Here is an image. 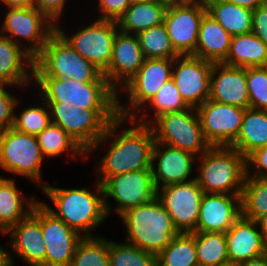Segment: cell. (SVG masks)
<instances>
[{"mask_svg":"<svg viewBox=\"0 0 267 266\" xmlns=\"http://www.w3.org/2000/svg\"><path fill=\"white\" fill-rule=\"evenodd\" d=\"M36 139L44 157H55L64 151H72L73 158L87 157V153L60 126L50 123L44 131L36 135ZM70 149V150H69ZM77 155V156H76Z\"/></svg>","mask_w":267,"mask_h":266,"instance_id":"836d02e7","label":"cell"},{"mask_svg":"<svg viewBox=\"0 0 267 266\" xmlns=\"http://www.w3.org/2000/svg\"><path fill=\"white\" fill-rule=\"evenodd\" d=\"M130 3H138V2H146V1H152V0H129Z\"/></svg>","mask_w":267,"mask_h":266,"instance_id":"db71d44e","label":"cell"},{"mask_svg":"<svg viewBox=\"0 0 267 266\" xmlns=\"http://www.w3.org/2000/svg\"><path fill=\"white\" fill-rule=\"evenodd\" d=\"M158 266H199L195 232L179 233L157 255Z\"/></svg>","mask_w":267,"mask_h":266,"instance_id":"1f68e13d","label":"cell"},{"mask_svg":"<svg viewBox=\"0 0 267 266\" xmlns=\"http://www.w3.org/2000/svg\"><path fill=\"white\" fill-rule=\"evenodd\" d=\"M70 266H110L109 241L103 237H83L76 246Z\"/></svg>","mask_w":267,"mask_h":266,"instance_id":"8d00e7d4","label":"cell"},{"mask_svg":"<svg viewBox=\"0 0 267 266\" xmlns=\"http://www.w3.org/2000/svg\"><path fill=\"white\" fill-rule=\"evenodd\" d=\"M237 266H267V253L257 258L239 263Z\"/></svg>","mask_w":267,"mask_h":266,"instance_id":"681fc988","label":"cell"},{"mask_svg":"<svg viewBox=\"0 0 267 266\" xmlns=\"http://www.w3.org/2000/svg\"><path fill=\"white\" fill-rule=\"evenodd\" d=\"M26 200L13 179L0 176V225L6 231L26 218L38 202L34 196L29 201ZM22 201H26L27 205L24 206Z\"/></svg>","mask_w":267,"mask_h":266,"instance_id":"83f0119b","label":"cell"},{"mask_svg":"<svg viewBox=\"0 0 267 266\" xmlns=\"http://www.w3.org/2000/svg\"><path fill=\"white\" fill-rule=\"evenodd\" d=\"M210 14L233 37L252 31L253 10L224 2L204 0Z\"/></svg>","mask_w":267,"mask_h":266,"instance_id":"4dcf8cb0","label":"cell"},{"mask_svg":"<svg viewBox=\"0 0 267 266\" xmlns=\"http://www.w3.org/2000/svg\"><path fill=\"white\" fill-rule=\"evenodd\" d=\"M230 146L245 158L254 150L267 146V111L245 109L240 133Z\"/></svg>","mask_w":267,"mask_h":266,"instance_id":"f1b7e54d","label":"cell"},{"mask_svg":"<svg viewBox=\"0 0 267 266\" xmlns=\"http://www.w3.org/2000/svg\"><path fill=\"white\" fill-rule=\"evenodd\" d=\"M223 64L244 68L267 66V45L252 32L233 36Z\"/></svg>","mask_w":267,"mask_h":266,"instance_id":"f546056e","label":"cell"},{"mask_svg":"<svg viewBox=\"0 0 267 266\" xmlns=\"http://www.w3.org/2000/svg\"><path fill=\"white\" fill-rule=\"evenodd\" d=\"M250 166L257 170L256 174H252L253 176L248 173ZM246 176L267 178V146L254 150L246 157Z\"/></svg>","mask_w":267,"mask_h":266,"instance_id":"ee69618b","label":"cell"},{"mask_svg":"<svg viewBox=\"0 0 267 266\" xmlns=\"http://www.w3.org/2000/svg\"><path fill=\"white\" fill-rule=\"evenodd\" d=\"M0 231L3 232L4 234L7 232L1 225H0Z\"/></svg>","mask_w":267,"mask_h":266,"instance_id":"9f6ffc18","label":"cell"},{"mask_svg":"<svg viewBox=\"0 0 267 266\" xmlns=\"http://www.w3.org/2000/svg\"><path fill=\"white\" fill-rule=\"evenodd\" d=\"M241 216V195L204 193L194 232L226 233Z\"/></svg>","mask_w":267,"mask_h":266,"instance_id":"44dd1931","label":"cell"},{"mask_svg":"<svg viewBox=\"0 0 267 266\" xmlns=\"http://www.w3.org/2000/svg\"><path fill=\"white\" fill-rule=\"evenodd\" d=\"M251 32L267 45V1L253 10Z\"/></svg>","mask_w":267,"mask_h":266,"instance_id":"f6af8a7d","label":"cell"},{"mask_svg":"<svg viewBox=\"0 0 267 266\" xmlns=\"http://www.w3.org/2000/svg\"><path fill=\"white\" fill-rule=\"evenodd\" d=\"M41 223L46 246L45 266H70L76 246L83 238L39 201L31 212Z\"/></svg>","mask_w":267,"mask_h":266,"instance_id":"4fadbf2b","label":"cell"},{"mask_svg":"<svg viewBox=\"0 0 267 266\" xmlns=\"http://www.w3.org/2000/svg\"><path fill=\"white\" fill-rule=\"evenodd\" d=\"M169 3L164 0L131 3L124 15L117 21L119 30L129 34L164 23Z\"/></svg>","mask_w":267,"mask_h":266,"instance_id":"4316f807","label":"cell"},{"mask_svg":"<svg viewBox=\"0 0 267 266\" xmlns=\"http://www.w3.org/2000/svg\"><path fill=\"white\" fill-rule=\"evenodd\" d=\"M224 2L235 4L250 10L258 8L263 5L267 0H222Z\"/></svg>","mask_w":267,"mask_h":266,"instance_id":"7dc6e473","label":"cell"},{"mask_svg":"<svg viewBox=\"0 0 267 266\" xmlns=\"http://www.w3.org/2000/svg\"><path fill=\"white\" fill-rule=\"evenodd\" d=\"M145 57L136 34L117 31L108 69L103 73L109 85L117 92L118 83L125 85L141 68Z\"/></svg>","mask_w":267,"mask_h":266,"instance_id":"ffe728a7","label":"cell"},{"mask_svg":"<svg viewBox=\"0 0 267 266\" xmlns=\"http://www.w3.org/2000/svg\"><path fill=\"white\" fill-rule=\"evenodd\" d=\"M35 135L11 127L0 131V168L30 178L40 188L41 166L44 159Z\"/></svg>","mask_w":267,"mask_h":266,"instance_id":"9c48e42d","label":"cell"},{"mask_svg":"<svg viewBox=\"0 0 267 266\" xmlns=\"http://www.w3.org/2000/svg\"><path fill=\"white\" fill-rule=\"evenodd\" d=\"M56 30L75 51L104 73L111 61L113 43L119 30L116 21L97 19L70 37L56 25Z\"/></svg>","mask_w":267,"mask_h":266,"instance_id":"5bb4252c","label":"cell"},{"mask_svg":"<svg viewBox=\"0 0 267 266\" xmlns=\"http://www.w3.org/2000/svg\"><path fill=\"white\" fill-rule=\"evenodd\" d=\"M110 266H158L157 255L134 245L109 241Z\"/></svg>","mask_w":267,"mask_h":266,"instance_id":"74e56055","label":"cell"},{"mask_svg":"<svg viewBox=\"0 0 267 266\" xmlns=\"http://www.w3.org/2000/svg\"><path fill=\"white\" fill-rule=\"evenodd\" d=\"M32 78L39 86L44 102H71L91 110H117V95L108 82H80L69 78L47 76L35 63Z\"/></svg>","mask_w":267,"mask_h":266,"instance_id":"3957f363","label":"cell"},{"mask_svg":"<svg viewBox=\"0 0 267 266\" xmlns=\"http://www.w3.org/2000/svg\"><path fill=\"white\" fill-rule=\"evenodd\" d=\"M66 0H35L34 7L44 13L53 23L57 25L62 15ZM57 21V22H56Z\"/></svg>","mask_w":267,"mask_h":266,"instance_id":"bcb514c9","label":"cell"},{"mask_svg":"<svg viewBox=\"0 0 267 266\" xmlns=\"http://www.w3.org/2000/svg\"><path fill=\"white\" fill-rule=\"evenodd\" d=\"M96 188V193L93 194L86 188L61 189L45 185L41 189L52 200L58 211L53 210L45 203L43 204L71 229L79 234L81 231L84 232L83 237H92L91 230L108 217L102 186L97 180Z\"/></svg>","mask_w":267,"mask_h":266,"instance_id":"7a4b0ae2","label":"cell"},{"mask_svg":"<svg viewBox=\"0 0 267 266\" xmlns=\"http://www.w3.org/2000/svg\"><path fill=\"white\" fill-rule=\"evenodd\" d=\"M7 8H28L34 7L35 0H0Z\"/></svg>","mask_w":267,"mask_h":266,"instance_id":"c3c4849f","label":"cell"},{"mask_svg":"<svg viewBox=\"0 0 267 266\" xmlns=\"http://www.w3.org/2000/svg\"><path fill=\"white\" fill-rule=\"evenodd\" d=\"M232 36L210 14L200 23L196 51L193 54L205 61L223 63L230 50Z\"/></svg>","mask_w":267,"mask_h":266,"instance_id":"484cf974","label":"cell"},{"mask_svg":"<svg viewBox=\"0 0 267 266\" xmlns=\"http://www.w3.org/2000/svg\"><path fill=\"white\" fill-rule=\"evenodd\" d=\"M197 112L203 136L210 146H230L237 139L244 108L208 99Z\"/></svg>","mask_w":267,"mask_h":266,"instance_id":"ac0fdd59","label":"cell"},{"mask_svg":"<svg viewBox=\"0 0 267 266\" xmlns=\"http://www.w3.org/2000/svg\"><path fill=\"white\" fill-rule=\"evenodd\" d=\"M120 217L127 227L126 243L155 255L179 234L157 197L127 210Z\"/></svg>","mask_w":267,"mask_h":266,"instance_id":"277c9868","label":"cell"},{"mask_svg":"<svg viewBox=\"0 0 267 266\" xmlns=\"http://www.w3.org/2000/svg\"><path fill=\"white\" fill-rule=\"evenodd\" d=\"M207 13L204 0L169 3L164 24L174 50L179 55H193L203 16Z\"/></svg>","mask_w":267,"mask_h":266,"instance_id":"7c38bea8","label":"cell"},{"mask_svg":"<svg viewBox=\"0 0 267 266\" xmlns=\"http://www.w3.org/2000/svg\"><path fill=\"white\" fill-rule=\"evenodd\" d=\"M220 266H237V264H234V263H227V264L220 265Z\"/></svg>","mask_w":267,"mask_h":266,"instance_id":"11a10c76","label":"cell"},{"mask_svg":"<svg viewBox=\"0 0 267 266\" xmlns=\"http://www.w3.org/2000/svg\"><path fill=\"white\" fill-rule=\"evenodd\" d=\"M164 1H167L168 3H176V2H186L191 0H164Z\"/></svg>","mask_w":267,"mask_h":266,"instance_id":"f5cc1de1","label":"cell"},{"mask_svg":"<svg viewBox=\"0 0 267 266\" xmlns=\"http://www.w3.org/2000/svg\"><path fill=\"white\" fill-rule=\"evenodd\" d=\"M129 0H99L101 16L98 19L118 21L130 6Z\"/></svg>","mask_w":267,"mask_h":266,"instance_id":"7bdbcfd3","label":"cell"},{"mask_svg":"<svg viewBox=\"0 0 267 266\" xmlns=\"http://www.w3.org/2000/svg\"><path fill=\"white\" fill-rule=\"evenodd\" d=\"M195 109V110H194ZM192 111V112H190ZM193 111H196L195 114ZM150 126L156 142L202 155L211 146L205 140L196 108L170 112L158 116Z\"/></svg>","mask_w":267,"mask_h":266,"instance_id":"ba28073f","label":"cell"},{"mask_svg":"<svg viewBox=\"0 0 267 266\" xmlns=\"http://www.w3.org/2000/svg\"><path fill=\"white\" fill-rule=\"evenodd\" d=\"M11 246L13 251L29 266H45L46 246L39 220L30 213L26 218L11 227Z\"/></svg>","mask_w":267,"mask_h":266,"instance_id":"cb8c5ba5","label":"cell"},{"mask_svg":"<svg viewBox=\"0 0 267 266\" xmlns=\"http://www.w3.org/2000/svg\"><path fill=\"white\" fill-rule=\"evenodd\" d=\"M241 208L243 217L255 221L267 213V178L245 177Z\"/></svg>","mask_w":267,"mask_h":266,"instance_id":"e575fe53","label":"cell"},{"mask_svg":"<svg viewBox=\"0 0 267 266\" xmlns=\"http://www.w3.org/2000/svg\"><path fill=\"white\" fill-rule=\"evenodd\" d=\"M174 59H158V58H145L143 65L138 72L124 85V92H127L129 105L133 108L126 109L119 104V97H117V111L118 116L127 119L130 118V124L136 122V114L134 109L141 111L143 105L156 95L160 87L171 80L172 66ZM145 103V104H144ZM131 109V110H130ZM133 110V111H132Z\"/></svg>","mask_w":267,"mask_h":266,"instance_id":"30bf717a","label":"cell"},{"mask_svg":"<svg viewBox=\"0 0 267 266\" xmlns=\"http://www.w3.org/2000/svg\"><path fill=\"white\" fill-rule=\"evenodd\" d=\"M213 64L194 55L174 58L171 79L188 107L197 109L209 99Z\"/></svg>","mask_w":267,"mask_h":266,"instance_id":"e0dca14e","label":"cell"},{"mask_svg":"<svg viewBox=\"0 0 267 266\" xmlns=\"http://www.w3.org/2000/svg\"><path fill=\"white\" fill-rule=\"evenodd\" d=\"M21 47L0 34V83L9 86L30 83L34 58ZM25 64H28L31 73L26 70Z\"/></svg>","mask_w":267,"mask_h":266,"instance_id":"d4e9b609","label":"cell"},{"mask_svg":"<svg viewBox=\"0 0 267 266\" xmlns=\"http://www.w3.org/2000/svg\"><path fill=\"white\" fill-rule=\"evenodd\" d=\"M199 266H220L229 263L225 233L195 232Z\"/></svg>","mask_w":267,"mask_h":266,"instance_id":"d6a6232c","label":"cell"},{"mask_svg":"<svg viewBox=\"0 0 267 266\" xmlns=\"http://www.w3.org/2000/svg\"><path fill=\"white\" fill-rule=\"evenodd\" d=\"M195 158V155L187 151L155 141L152 150L151 172L156 189L194 180L195 178L189 180L188 178L193 171ZM155 160L158 161L157 171L154 165Z\"/></svg>","mask_w":267,"mask_h":266,"instance_id":"d6986e66","label":"cell"},{"mask_svg":"<svg viewBox=\"0 0 267 266\" xmlns=\"http://www.w3.org/2000/svg\"><path fill=\"white\" fill-rule=\"evenodd\" d=\"M55 30L56 24L36 7L9 8L8 12H6L3 26H1L0 34L10 38L17 44L19 39L15 37L26 39L32 45H29V47L24 46V48L35 58L42 51L50 35ZM4 33L11 36H7Z\"/></svg>","mask_w":267,"mask_h":266,"instance_id":"9a60e30c","label":"cell"},{"mask_svg":"<svg viewBox=\"0 0 267 266\" xmlns=\"http://www.w3.org/2000/svg\"><path fill=\"white\" fill-rule=\"evenodd\" d=\"M249 108L267 111V66L246 67Z\"/></svg>","mask_w":267,"mask_h":266,"instance_id":"ab89813d","label":"cell"},{"mask_svg":"<svg viewBox=\"0 0 267 266\" xmlns=\"http://www.w3.org/2000/svg\"><path fill=\"white\" fill-rule=\"evenodd\" d=\"M97 181L102 186L107 215L111 209L105 200L106 197H111L117 202L114 211L122 215L133 207L152 201L157 193L151 170H135Z\"/></svg>","mask_w":267,"mask_h":266,"instance_id":"8fae6325","label":"cell"},{"mask_svg":"<svg viewBox=\"0 0 267 266\" xmlns=\"http://www.w3.org/2000/svg\"><path fill=\"white\" fill-rule=\"evenodd\" d=\"M203 195L204 191L195 179L161 187L156 193L179 233L196 230Z\"/></svg>","mask_w":267,"mask_h":266,"instance_id":"2e32d148","label":"cell"},{"mask_svg":"<svg viewBox=\"0 0 267 266\" xmlns=\"http://www.w3.org/2000/svg\"><path fill=\"white\" fill-rule=\"evenodd\" d=\"M47 108L42 107H29L26 110L23 109L21 115H15L14 125L17 131L37 135L41 131H44L51 123L50 111L46 102H44Z\"/></svg>","mask_w":267,"mask_h":266,"instance_id":"60d3db41","label":"cell"},{"mask_svg":"<svg viewBox=\"0 0 267 266\" xmlns=\"http://www.w3.org/2000/svg\"><path fill=\"white\" fill-rule=\"evenodd\" d=\"M255 220L241 216L225 233L229 263L239 264L267 253Z\"/></svg>","mask_w":267,"mask_h":266,"instance_id":"603a6c76","label":"cell"},{"mask_svg":"<svg viewBox=\"0 0 267 266\" xmlns=\"http://www.w3.org/2000/svg\"><path fill=\"white\" fill-rule=\"evenodd\" d=\"M124 117L118 116L108 124L104 135L87 152L96 149L101 142H107L113 136L106 155L100 159L98 179L129 173L135 170H151L152 150L155 144L153 130L148 118L128 129L118 133L116 130L120 123H124ZM148 122V123H147ZM117 131V132H116ZM117 134V135H116Z\"/></svg>","mask_w":267,"mask_h":266,"instance_id":"6da1fadb","label":"cell"},{"mask_svg":"<svg viewBox=\"0 0 267 266\" xmlns=\"http://www.w3.org/2000/svg\"><path fill=\"white\" fill-rule=\"evenodd\" d=\"M257 224L259 225L260 232L262 233L263 239L265 243L267 244V213L260 216L256 220Z\"/></svg>","mask_w":267,"mask_h":266,"instance_id":"816d5d0a","label":"cell"},{"mask_svg":"<svg viewBox=\"0 0 267 266\" xmlns=\"http://www.w3.org/2000/svg\"><path fill=\"white\" fill-rule=\"evenodd\" d=\"M148 104L154 109V120L163 114L182 111L189 108L181 98L172 79L160 87L156 95Z\"/></svg>","mask_w":267,"mask_h":266,"instance_id":"f35d334b","label":"cell"},{"mask_svg":"<svg viewBox=\"0 0 267 266\" xmlns=\"http://www.w3.org/2000/svg\"><path fill=\"white\" fill-rule=\"evenodd\" d=\"M12 255L0 246V266H13Z\"/></svg>","mask_w":267,"mask_h":266,"instance_id":"f907efd6","label":"cell"},{"mask_svg":"<svg viewBox=\"0 0 267 266\" xmlns=\"http://www.w3.org/2000/svg\"><path fill=\"white\" fill-rule=\"evenodd\" d=\"M46 103L51 123L60 126L86 153L118 117L117 110L82 109L67 101Z\"/></svg>","mask_w":267,"mask_h":266,"instance_id":"52a82bcc","label":"cell"},{"mask_svg":"<svg viewBox=\"0 0 267 266\" xmlns=\"http://www.w3.org/2000/svg\"><path fill=\"white\" fill-rule=\"evenodd\" d=\"M34 63L52 78H69L80 82H108L103 73L82 57L55 30Z\"/></svg>","mask_w":267,"mask_h":266,"instance_id":"8992f818","label":"cell"},{"mask_svg":"<svg viewBox=\"0 0 267 266\" xmlns=\"http://www.w3.org/2000/svg\"><path fill=\"white\" fill-rule=\"evenodd\" d=\"M7 84L0 83V131L13 127L15 109L19 103L13 95L4 89Z\"/></svg>","mask_w":267,"mask_h":266,"instance_id":"b9f144b4","label":"cell"},{"mask_svg":"<svg viewBox=\"0 0 267 266\" xmlns=\"http://www.w3.org/2000/svg\"><path fill=\"white\" fill-rule=\"evenodd\" d=\"M195 178L204 193L242 195L246 158L231 146H211L201 155Z\"/></svg>","mask_w":267,"mask_h":266,"instance_id":"5b68a950","label":"cell"},{"mask_svg":"<svg viewBox=\"0 0 267 266\" xmlns=\"http://www.w3.org/2000/svg\"><path fill=\"white\" fill-rule=\"evenodd\" d=\"M209 99L239 108H249L246 68L214 63Z\"/></svg>","mask_w":267,"mask_h":266,"instance_id":"7402d4cb","label":"cell"},{"mask_svg":"<svg viewBox=\"0 0 267 266\" xmlns=\"http://www.w3.org/2000/svg\"><path fill=\"white\" fill-rule=\"evenodd\" d=\"M145 58L174 59L179 54L174 50L164 23L137 34Z\"/></svg>","mask_w":267,"mask_h":266,"instance_id":"d590c367","label":"cell"}]
</instances>
